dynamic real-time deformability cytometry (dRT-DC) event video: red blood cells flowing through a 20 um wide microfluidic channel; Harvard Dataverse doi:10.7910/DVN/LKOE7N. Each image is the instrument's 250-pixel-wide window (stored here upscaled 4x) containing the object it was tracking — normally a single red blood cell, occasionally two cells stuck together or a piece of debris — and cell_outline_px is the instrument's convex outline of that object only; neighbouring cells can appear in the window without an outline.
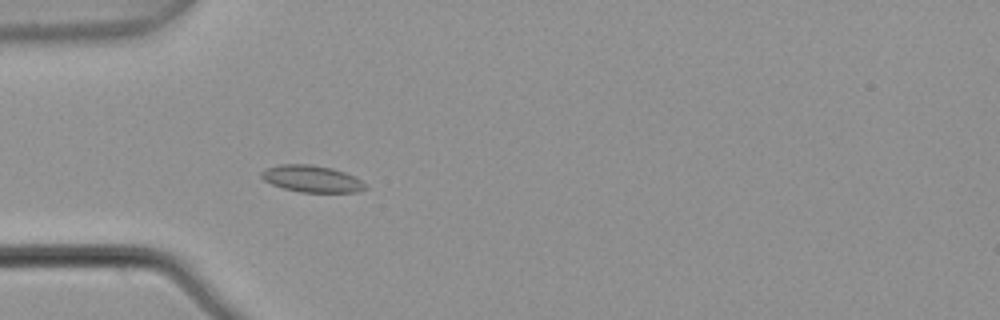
{"species": "common noctule bat (a hibernating species)", "species_latin": "Nyctalus noctula", "temperature_condition": "warm", "stored_images_in_passage": 5, "camera_frame_rate_fps": 3000, "um_per_image_px": 0.085, "animal": {"sex": "male", "body_mass_g": 21.5, "forearm_length_mm": 52.0}, "frame": {"image": 1, "passage_image": 5, "time_ms": 1.333, "image_size_px": [1000, 320], "cell_outline_px": [[368, 188], [356, 192], [300, 192], [284, 188], [272, 184], [264, 180], [260, 176], [260, 172], [264, 168], [280, 164], [312, 164], [332, 168], [344, 172], [360, 180]], "centroid_in_image_um": [26.45, 15.19], "position_along_channel_um": 58.5, "area_um2": 16.18}}